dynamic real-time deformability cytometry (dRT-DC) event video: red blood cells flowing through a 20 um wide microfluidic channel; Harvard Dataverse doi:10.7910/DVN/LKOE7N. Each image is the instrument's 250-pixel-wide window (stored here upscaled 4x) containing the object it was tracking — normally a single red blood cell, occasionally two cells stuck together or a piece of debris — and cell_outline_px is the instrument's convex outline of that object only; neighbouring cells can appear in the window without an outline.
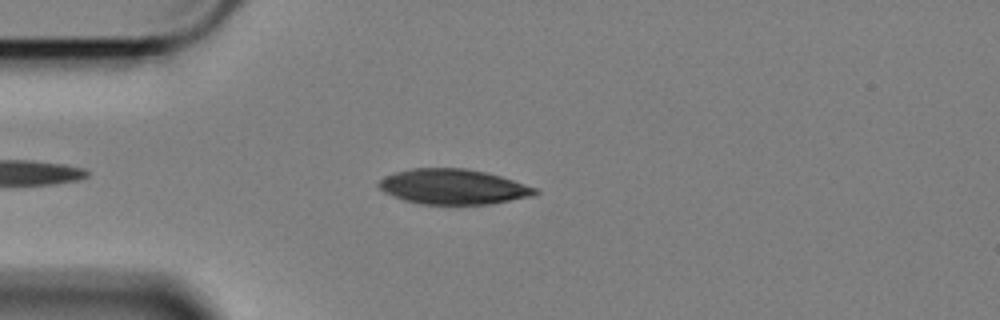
{"species": "Egyptian fruit bat (a non-hibernating species)", "species_latin": "Rousettus aegyptiacus", "temperature_condition": "cold", "stored_images_in_passage": 41, "camera_frame_rate_fps": 3000, "um_per_image_px": 0.085, "animal": {"sex": "female"}, "frame": {"image": 1, "passage_image": 5, "time_ms": 1.333, "image_size_px": [1000, 320], "cell_outline_px": [[540, 192], [532, 196], [492, 204], [420, 204], [404, 200], [384, 192], [376, 184], [384, 176], [396, 172], [412, 168], [468, 168], [500, 176], [536, 188]], "centroid_in_image_um": [38.5, 15.87], "position_along_channel_um": 46.5, "area_um2": 31.96}}
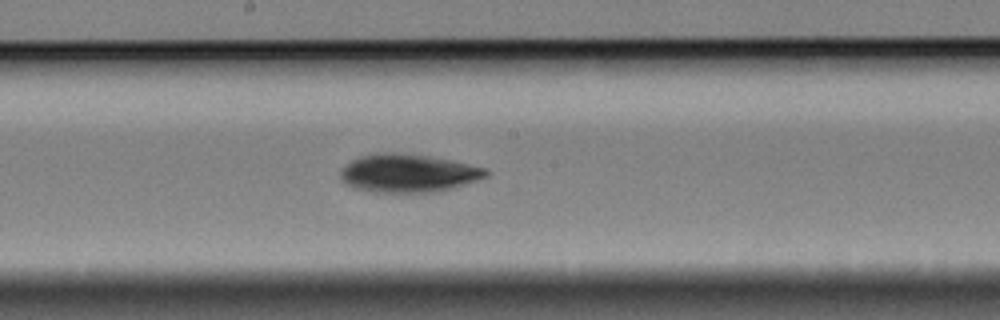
{"frame": {"image": 2, "passage_image": 21, "time_ms": 6.667, "image_size_px": [1000, 320], "cell_outline_px": [[492, 172], [488, 176], [452, 188], [436, 192], [368, 192], [352, 188], [344, 184], [340, 176], [340, 172], [352, 160], [360, 156], [376, 152], [396, 152], [428, 156], [452, 160], [488, 168]], "centroid_in_image_um": [34.7, 14.72], "position_along_channel_um": 213.5, "area_um2": 32.71}}
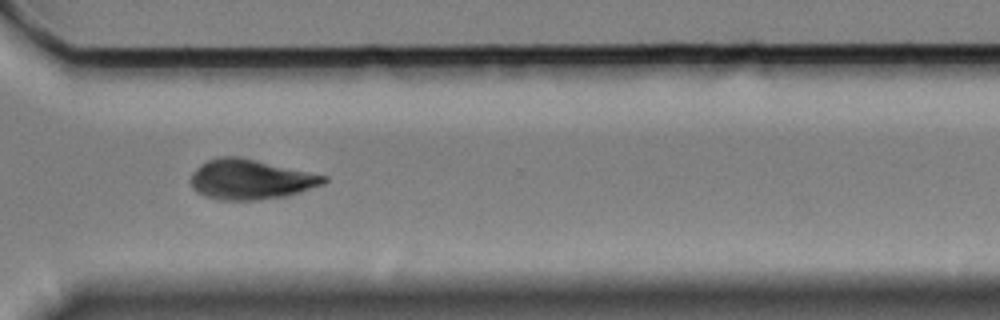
{"frame": {"image": 3, "passage_image": 33, "time_ms": 10.667, "image_size_px": [1000, 320], "cell_outline_px": [[328, 180], [324, 184], [288, 196], [260, 200], [216, 200], [204, 196], [196, 192], [192, 188], [192, 172], [200, 164], [208, 160], [220, 156], [236, 156], [328, 176]], "centroid_in_image_um": [21.29, 15.27], "position_along_channel_um": 349.3, "area_um2": 31.04}}